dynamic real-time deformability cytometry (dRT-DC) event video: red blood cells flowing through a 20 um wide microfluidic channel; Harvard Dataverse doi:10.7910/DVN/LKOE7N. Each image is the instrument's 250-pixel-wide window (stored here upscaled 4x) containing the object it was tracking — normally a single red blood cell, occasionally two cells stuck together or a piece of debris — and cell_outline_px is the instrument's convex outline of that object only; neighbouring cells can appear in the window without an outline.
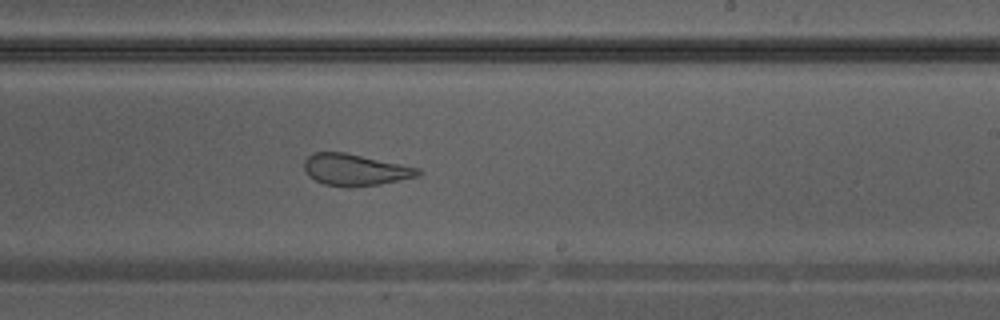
{"species": "Egyptian fruit bat (a non-hibernating species)", "species_latin": "Rousettus aegyptiacus", "temperature_condition": "warm", "stored_images_in_passage": 22, "camera_frame_rate_fps": 3000, "um_per_image_px": 0.085, "animal": {"sex": "male"}, "frame": {"image": 1, "passage_image": 13, "time_ms": 4.0, "image_size_px": [1000, 320], "cell_outline_px": [[424, 172], [416, 176], [380, 184], [352, 188], [324, 184], [308, 176], [304, 172], [304, 160], [312, 152], [344, 152], [420, 168]], "centroid_in_image_um": [30.15, 14.43], "position_along_channel_um": 258.8, "area_um2": 21.04}}